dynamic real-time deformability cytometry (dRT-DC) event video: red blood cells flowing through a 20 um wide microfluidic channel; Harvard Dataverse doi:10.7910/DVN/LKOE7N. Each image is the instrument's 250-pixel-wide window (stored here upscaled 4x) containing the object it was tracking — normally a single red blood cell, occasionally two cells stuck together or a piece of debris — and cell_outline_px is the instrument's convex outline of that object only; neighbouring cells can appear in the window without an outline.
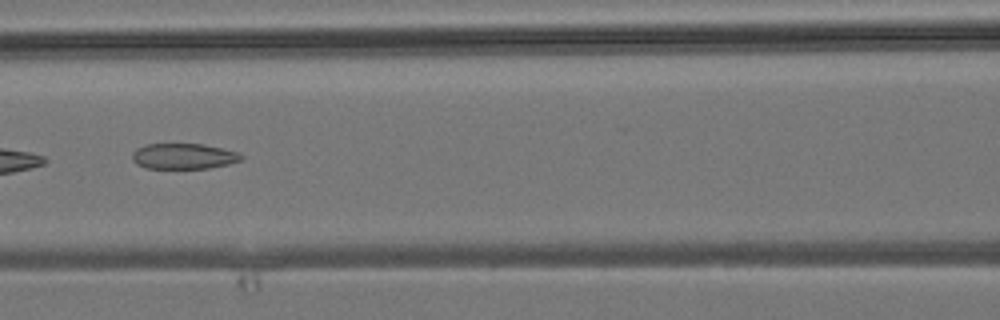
{"species": "common noctule bat (a hibernating species)", "species_latin": "Nyctalus noctula", "temperature_condition": "room temperature", "stored_images_in_passage": 3, "camera_frame_rate_fps": 3000, "um_per_image_px": 0.085, "animal": {"sex": "male", "body_mass_g": 19.2, "forearm_length_mm": 51.8}, "frame": {"image": 1, "passage_image": 3, "time_ms": 2.333, "image_size_px": [1000, 320], "cell_outline_px": [[244, 156], [240, 160], [228, 164], [208, 168], [144, 168], [136, 164], [132, 160], [132, 152], [136, 148], [144, 144], [204, 144], [236, 152]], "centroid_in_image_um": [15.54, 13.28], "position_along_channel_um": 151.1, "area_um2": 16.24}}